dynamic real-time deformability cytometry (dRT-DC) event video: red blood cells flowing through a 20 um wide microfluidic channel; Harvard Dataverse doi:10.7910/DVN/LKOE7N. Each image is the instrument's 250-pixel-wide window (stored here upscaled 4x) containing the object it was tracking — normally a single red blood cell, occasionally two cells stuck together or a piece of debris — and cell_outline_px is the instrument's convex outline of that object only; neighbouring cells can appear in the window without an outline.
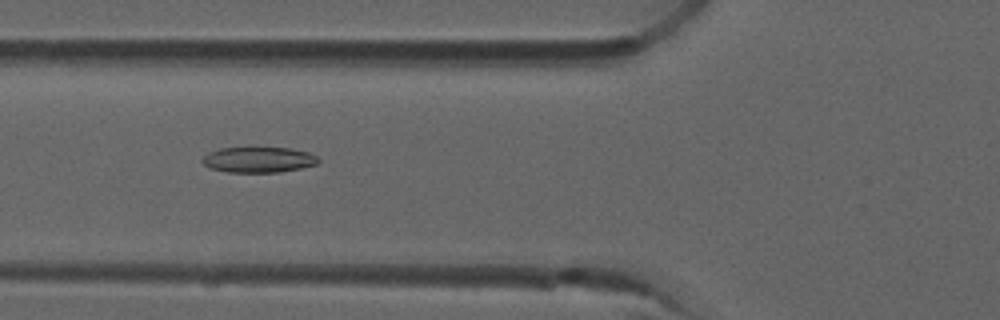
{"species": "common noctule bat (a hibernating species)", "species_latin": "Nyctalus noctula", "temperature_condition": "room temperature", "stored_images_in_passage": 8, "camera_frame_rate_fps": 3000, "um_per_image_px": 0.085, "animal": {"sex": "male", "forearm_length_mm": 52.5}, "frame": {"image": 1, "passage_image": 6, "time_ms": 1.667, "image_size_px": [1000, 320], "cell_outline_px": [[320, 160], [316, 164], [300, 168], [280, 172], [228, 172], [208, 168], [200, 160], [208, 152], [220, 148], [292, 148], [308, 152], [316, 156]], "centroid_in_image_um": [21.95, 13.58], "position_along_channel_um": 103.9, "area_um2": 17.28}}
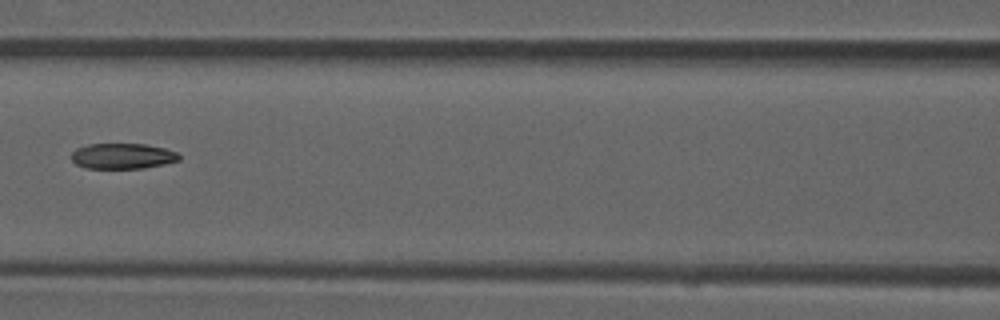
{"frame": {"image": 2, "passage_image": 7, "time_ms": 2.0, "image_size_px": [1000, 320], "cell_outline_px": [[180, 160], [164, 164], [144, 168], [88, 168], [76, 164], [72, 160], [72, 152], [76, 148], [88, 144], [144, 144], [164, 148], [176, 152], [180, 156]], "centroid_in_image_um": [10.42, 13.26], "position_along_channel_um": 156.2, "area_um2": 15.95}}
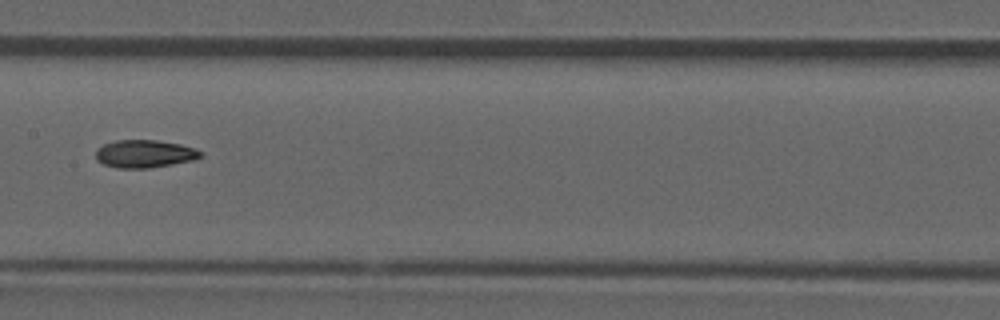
{"frame": {"image": 3, "passage_image": 8, "time_ms": 2.333, "image_size_px": [1000, 320], "cell_outline_px": [[200, 156], [196, 160], [148, 168], [116, 168], [104, 164], [96, 160], [96, 148], [104, 144], [116, 140], [156, 140], [180, 144], [196, 148], [200, 152]], "centroid_in_image_um": [12.27, 13.07], "position_along_channel_um": 195.1, "area_um2": 16.99}}